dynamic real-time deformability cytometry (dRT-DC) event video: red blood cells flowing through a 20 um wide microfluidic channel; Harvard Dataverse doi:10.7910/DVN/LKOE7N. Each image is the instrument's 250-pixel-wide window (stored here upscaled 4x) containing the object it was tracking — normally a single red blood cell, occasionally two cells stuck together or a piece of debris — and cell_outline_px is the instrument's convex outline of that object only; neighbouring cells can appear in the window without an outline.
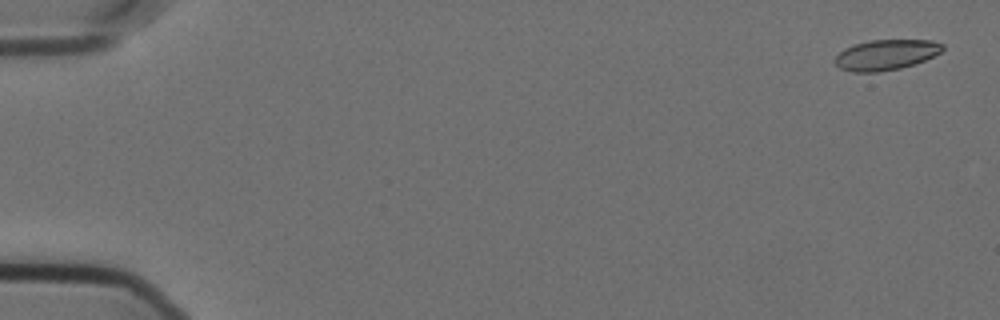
{"species": "Egyptian fruit bat (a non-hibernating species)", "species_latin": "Rousettus aegyptiacus", "temperature_condition": "cold", "stored_images_in_passage": 9, "camera_frame_rate_fps": 3000, "um_per_image_px": 0.085, "animal": {"sex": "female"}, "frame": {"image": 1, "passage_image": 2, "time_ms": 0.333, "image_size_px": [1000, 320], "cell_outline_px": [[944, 48], [940, 52], [916, 64], [900, 68], [880, 72], [852, 72], [840, 68], [836, 64], [836, 56], [844, 48], [856, 44], [872, 40], [932, 40], [944, 44]], "centroid_in_image_um": [75.33, 4.66], "position_along_channel_um": 9.7, "area_um2": 18.96}}